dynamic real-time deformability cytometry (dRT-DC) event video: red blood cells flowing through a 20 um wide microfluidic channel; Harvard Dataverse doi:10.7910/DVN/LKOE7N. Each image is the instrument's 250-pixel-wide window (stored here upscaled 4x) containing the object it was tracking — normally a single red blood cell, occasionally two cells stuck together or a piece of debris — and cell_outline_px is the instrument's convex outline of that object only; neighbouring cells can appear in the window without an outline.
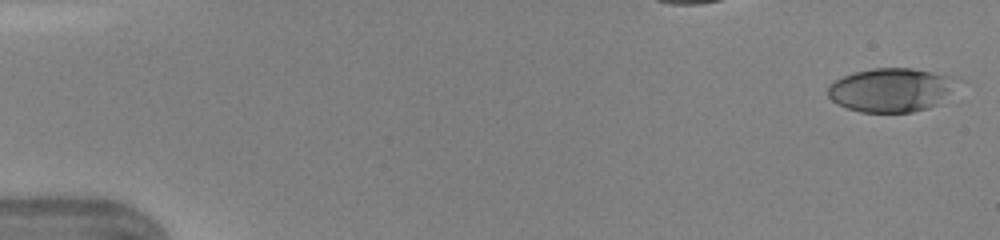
{"species": "human", "species_latin": "Homo sapiens", "temperature_condition": "warm", "stored_images_in_passage": 44, "camera_frame_rate_fps": 3000, "um_per_image_px": 0.085, "donor": {"sex": "female"}, "frame": {"image": 1, "passage_image": 1, "time_ms": 0.0, "image_size_px": [1000, 240], "cell_outline_px": [[964, 80], [936, 104], [928, 108], [912, 112], [860, 112], [848, 108], [832, 100], [828, 96], [828, 88], [836, 80], [844, 76], [856, 72], [872, 68], [912, 68], [956, 76]], "centroid_in_image_um": [75.82, 7.63], "position_along_channel_um": 9.2, "area_um2": 33.0}}
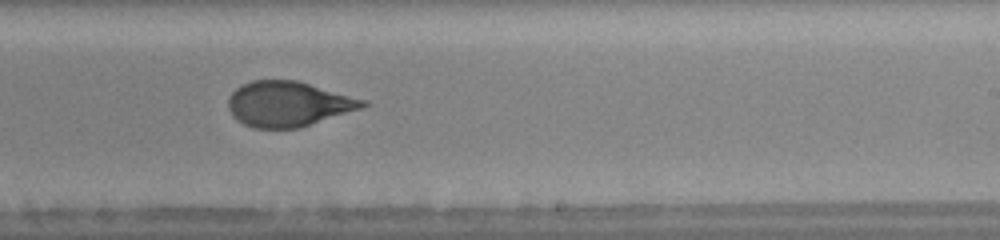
{"frame": {"image": 2, "passage_image": 29, "time_ms": 9.333, "image_size_px": [1000, 240], "cell_outline_px": [[372, 104], [300, 128], [252, 128], [236, 120], [232, 116], [228, 108], [228, 100], [232, 92], [236, 88], [252, 80], [296, 80], [368, 100]], "centroid_in_image_um": [24.5, 8.84], "position_along_channel_um": 264.5, "area_um2": 35.43}}
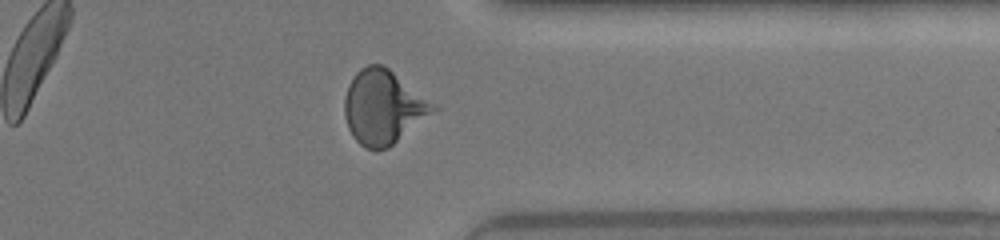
{"frame": {"image": 3, "passage_image": 37, "time_ms": 12.0, "image_size_px": [1000, 240], "cell_outline_px": [[440, 108], [388, 148], [376, 152], [364, 148], [352, 136], [348, 128], [344, 116], [344, 96], [348, 84], [352, 76], [360, 68], [368, 64], [384, 64]], "centroid_in_image_um": [32.55, 9.11], "position_along_channel_um": 378.8, "area_um2": 38.67}, "authors_computed_cell_mechanics": {"area_um2": 35.7204, "velocity_mm_per_s": 4.3842, "shape_relaxation_time_tau1_ms": 3.4186, "shape_relaxation_time_tau2_ms": 0.8783, "deformation_change_tau1": 0.1791, "deformation_change_tau2": 0.0748}}